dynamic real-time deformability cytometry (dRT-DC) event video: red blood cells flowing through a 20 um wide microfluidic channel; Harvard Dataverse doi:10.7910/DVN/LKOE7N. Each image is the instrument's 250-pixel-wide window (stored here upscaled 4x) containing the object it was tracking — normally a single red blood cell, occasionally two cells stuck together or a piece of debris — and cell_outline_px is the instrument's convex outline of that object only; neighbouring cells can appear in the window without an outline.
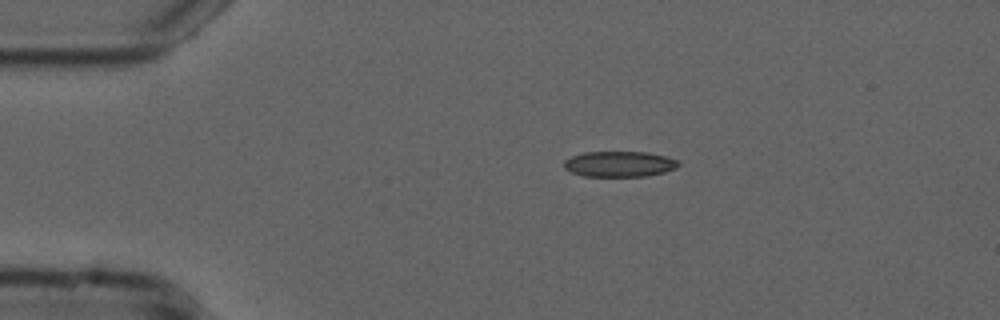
{"species": "common noctule bat (a hibernating species)", "species_latin": "Nyctalus noctula", "temperature_condition": "cold", "stored_images_in_passage": 44, "camera_frame_rate_fps": 3000, "um_per_image_px": 0.085, "animal": {"sex": "male", "forearm_length_mm": 52.5}, "frame": {"image": 1, "passage_image": 1, "time_ms": 0.0, "image_size_px": [1000, 320], "cell_outline_px": [[680, 164], [676, 168], [664, 172], [648, 176], [584, 176], [572, 172], [564, 168], [564, 160], [572, 156], [584, 152], [644, 152], [664, 156], [680, 160]], "centroid_in_image_um": [52.66, 13.94], "position_along_channel_um": 32.3, "area_um2": 17.05}}
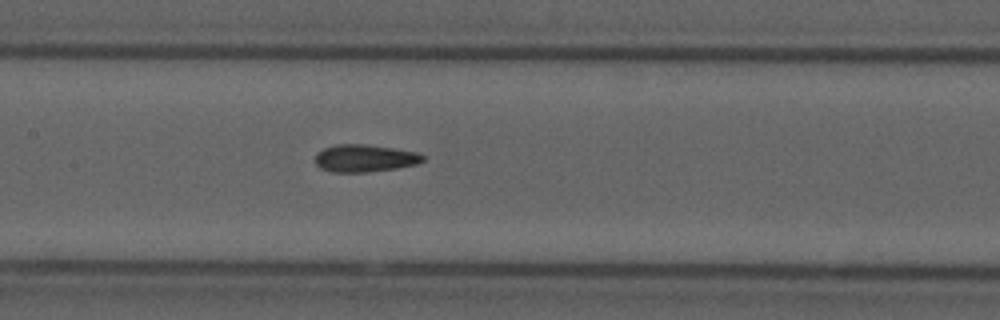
{"frame": {"image": 2, "passage_image": 16, "time_ms": 5.0, "image_size_px": [1000, 320], "cell_outline_px": [[424, 160], [416, 164], [396, 168], [364, 172], [332, 172], [320, 168], [316, 164], [316, 152], [324, 148], [336, 144], [364, 144], [392, 148], [416, 152], [424, 156]], "centroid_in_image_um": [30.96, 13.45], "position_along_channel_um": 176.4, "area_um2": 17.05}}
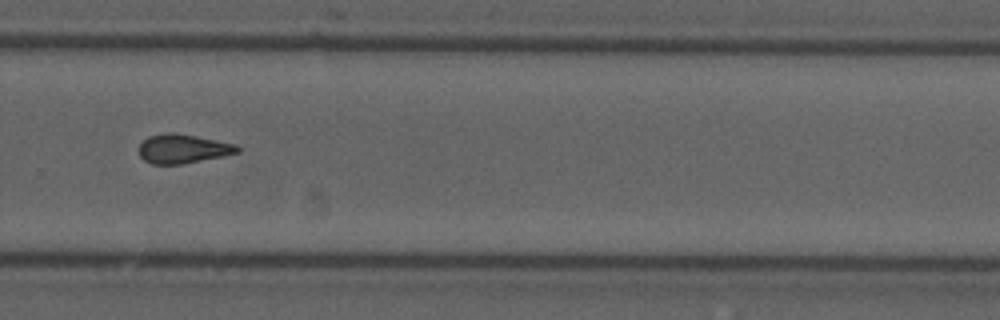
{"frame": {"image": 3, "passage_image": 27, "time_ms": 8.667, "image_size_px": [1000, 320], "cell_outline_px": [[240, 152], [224, 156], [184, 164], [152, 164], [144, 160], [140, 156], [140, 144], [148, 136], [168, 132], [176, 132], [236, 144], [240, 148]], "centroid_in_image_um": [15.57, 12.64], "position_along_channel_um": 314.2, "area_um2": 16.76}, "authors_computed_cell_mechanics": {"area_um2": 16.7909, "velocity_mm_per_s": 3.7803, "shape_relaxation_time_tau1_ms": null, "shape_relaxation_time_tau2_ms": 4.1322, "deformation_change_tau1": null, "deformation_change_tau2": 0.1123}}